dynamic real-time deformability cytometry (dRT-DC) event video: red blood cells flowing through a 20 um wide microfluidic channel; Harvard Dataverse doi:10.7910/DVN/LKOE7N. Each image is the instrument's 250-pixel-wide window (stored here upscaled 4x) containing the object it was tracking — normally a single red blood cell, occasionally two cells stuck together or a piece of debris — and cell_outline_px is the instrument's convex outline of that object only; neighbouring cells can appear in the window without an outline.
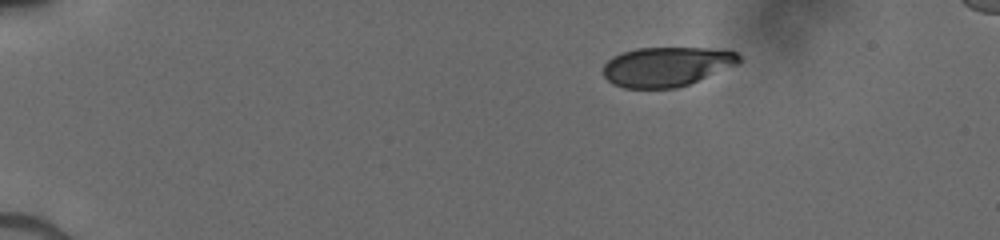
{"species": "human", "species_latin": "Homo sapiens", "temperature_condition": "cold", "stored_images_in_passage": 6, "camera_frame_rate_fps": 3000, "um_per_image_px": 0.085, "donor": {"sex": "male"}, "frame": {"image": 1, "passage_image": 1, "time_ms": 0.0, "image_size_px": [1000, 240], "cell_outline_px": [[744, 60], [736, 64], [688, 84], [676, 88], [624, 88], [612, 84], [604, 76], [604, 64], [612, 56], [620, 52], [636, 48], [708, 48], [736, 52]], "centroid_in_image_um": [56.62, 5.65], "position_along_channel_um": 28.4, "area_um2": 31.15}}
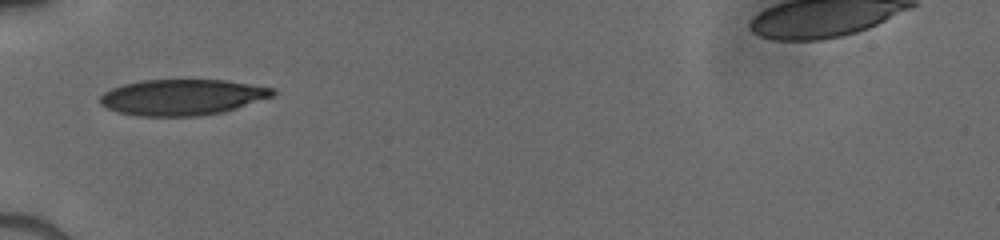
{"frame": {"image": 2, "passage_image": 5, "time_ms": 3.333, "image_size_px": [1000, 240], "cell_outline_px": [[276, 96], [236, 108], [220, 112], [196, 116], [140, 116], [120, 112], [108, 108], [100, 104], [100, 96], [104, 92], [112, 88], [124, 84], [140, 80], [228, 80], [276, 88]], "centroid_in_image_um": [15.54, 8.25], "position_along_channel_um": 69.5, "area_um2": 36.18}}